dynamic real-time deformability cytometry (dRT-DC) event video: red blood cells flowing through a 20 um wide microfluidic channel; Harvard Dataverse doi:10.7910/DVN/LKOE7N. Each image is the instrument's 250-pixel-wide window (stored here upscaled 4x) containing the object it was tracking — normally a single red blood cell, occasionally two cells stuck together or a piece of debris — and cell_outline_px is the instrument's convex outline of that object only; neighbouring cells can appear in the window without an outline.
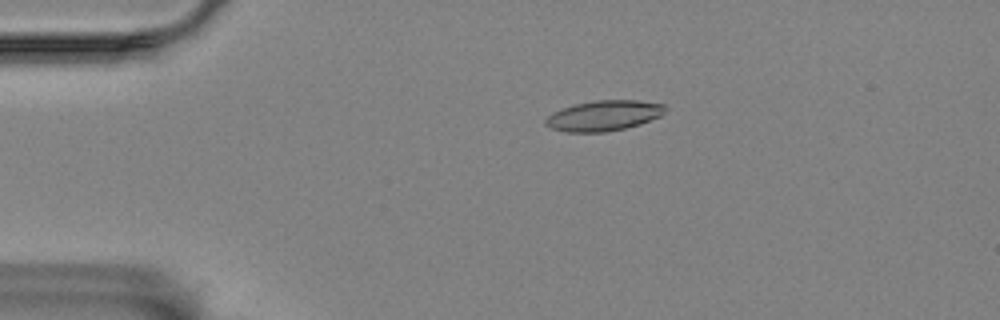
{"species": "Egyptian fruit bat (a non-hibernating species)", "species_latin": "Rousettus aegyptiacus", "temperature_condition": "room temperature", "stored_images_in_passage": 58, "camera_frame_rate_fps": 3000, "um_per_image_px": 0.085, "animal": {"sex": "female"}, "frame": {"image": 1, "passage_image": 12, "time_ms": 3.667, "image_size_px": [1000, 320], "cell_outline_px": [[664, 112], [660, 116], [640, 124], [624, 128], [604, 132], [568, 132], [552, 128], [544, 124], [544, 120], [552, 112], [576, 104], [596, 100], [636, 100], [664, 104]], "centroid_in_image_um": [51.3, 9.83], "position_along_channel_um": 33.7, "area_um2": 20.92}}
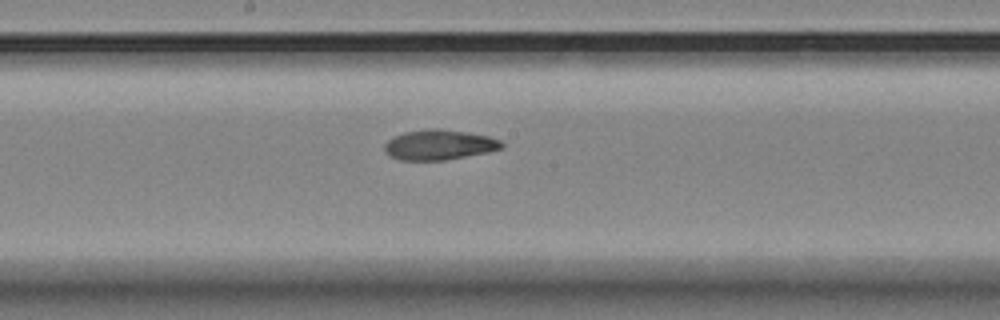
{"frame": {"image": 2, "passage_image": 31, "time_ms": 10.0, "image_size_px": [1000, 320], "cell_outline_px": [[504, 148], [488, 152], [444, 160], [400, 160], [384, 152], [384, 144], [392, 136], [404, 132], [432, 128], [440, 128], [468, 132], [488, 136], [500, 140], [504, 144]], "centroid_in_image_um": [37.33, 12.3], "position_along_channel_um": 210.9, "area_um2": 20.69}}
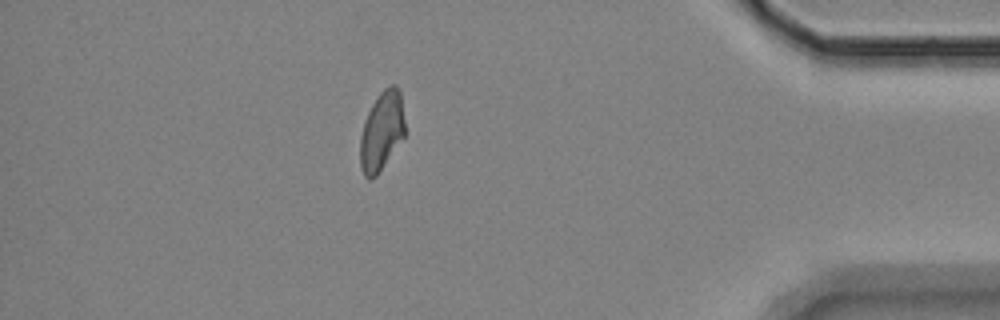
{"frame": {"image": 3, "passage_image": 51, "time_ms": 16.667, "image_size_px": [1000, 320], "cell_outline_px": [[404, 136], [376, 176], [372, 180], [368, 180], [364, 176], [360, 164], [360, 136], [364, 120], [372, 104], [380, 92], [388, 84], [396, 84], [400, 88], [404, 120]], "centroid_in_image_um": [32.43, 11.12], "position_along_channel_um": 402.8, "area_um2": 20.69}, "authors_computed_cell_mechanics": {"area_um2": 20.808, "velocity_mm_per_s": 3.4652, "shape_relaxation_time_tau1_ms": null, "shape_relaxation_time_tau2_ms": 3.8319, "deformation_change_tau1": null, "deformation_change_tau2": 0.0863}}